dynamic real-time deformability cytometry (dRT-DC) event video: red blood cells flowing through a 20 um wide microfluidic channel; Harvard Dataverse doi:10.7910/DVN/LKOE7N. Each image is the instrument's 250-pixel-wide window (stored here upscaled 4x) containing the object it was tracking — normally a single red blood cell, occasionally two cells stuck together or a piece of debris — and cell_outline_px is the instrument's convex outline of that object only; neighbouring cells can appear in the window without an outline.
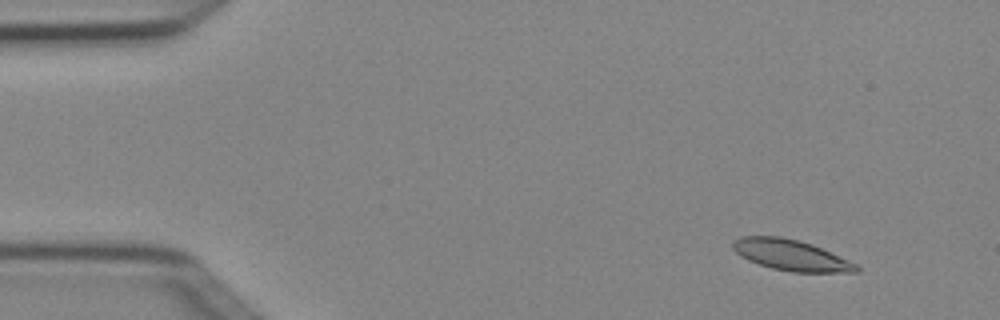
{"species": "Egyptian fruit bat (a non-hibernating species)", "species_latin": "Rousettus aegyptiacus", "temperature_condition": "cold", "stored_images_in_passage": 4, "camera_frame_rate_fps": 3000, "um_per_image_px": 0.085, "animal": {"sex": "female"}, "frame": {"image": 1, "passage_image": 2, "time_ms": 0.333, "image_size_px": [1000, 320], "cell_outline_px": [[860, 272], [792, 272], [772, 268], [748, 260], [740, 256], [732, 248], [732, 240], [740, 236], [780, 236], [800, 240], [812, 244], [848, 260], [856, 264], [860, 268]], "centroid_in_image_um": [67.2, 21.67], "position_along_channel_um": 17.8, "area_um2": 22.2}}
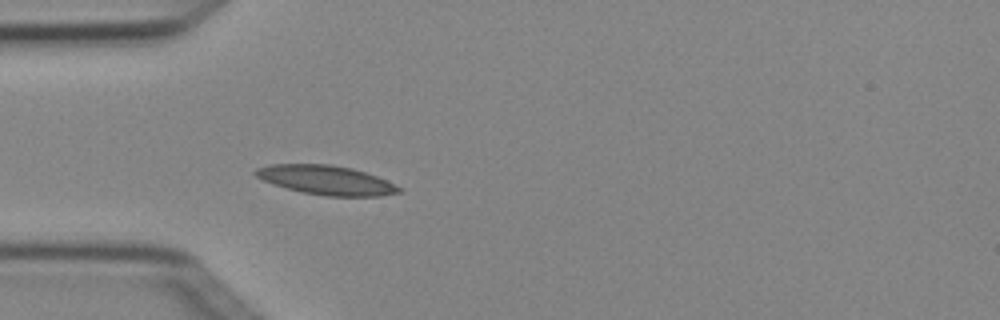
{"frame": {"image": 2, "passage_image": 4, "time_ms": 1.0, "image_size_px": [1000, 320], "cell_outline_px": [[404, 192], [380, 196], [328, 196], [300, 192], [272, 184], [256, 176], [252, 172], [256, 168], [268, 164], [328, 164], [352, 168], [376, 176], [404, 188]], "centroid_in_image_um": [27.73, 15.31], "position_along_channel_um": 57.3, "area_um2": 24.57}}